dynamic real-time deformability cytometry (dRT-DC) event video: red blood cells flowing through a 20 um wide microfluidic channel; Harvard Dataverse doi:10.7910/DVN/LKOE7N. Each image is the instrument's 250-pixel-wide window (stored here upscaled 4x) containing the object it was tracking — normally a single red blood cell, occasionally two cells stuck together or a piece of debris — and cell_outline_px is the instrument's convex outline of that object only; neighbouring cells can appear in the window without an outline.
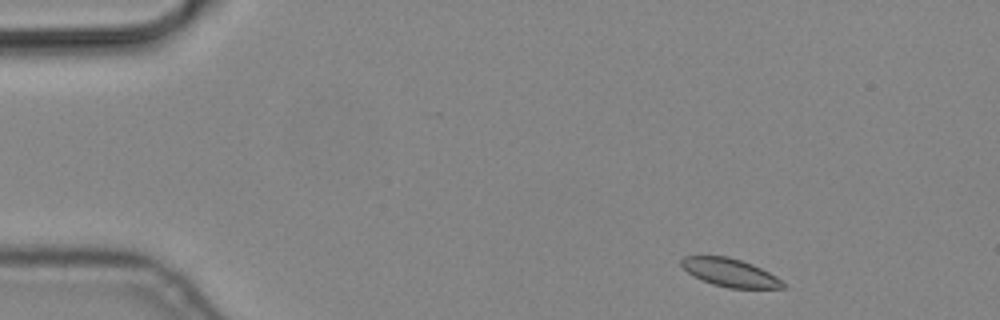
{"species": "common noctule bat (a hibernating species)", "species_latin": "Nyctalus noctula", "temperature_condition": "cold", "stored_images_in_passage": 2, "camera_frame_rate_fps": 3000, "um_per_image_px": 0.085, "animal": {"sex": "male", "body_mass_g": 19.2, "forearm_length_mm": 51.8}, "frame": {"image": 1, "passage_image": 1, "time_ms": 0.0, "image_size_px": [1000, 320], "cell_outline_px": [[784, 288], [728, 288], [712, 284], [692, 276], [680, 264], [680, 260], [684, 256], [728, 256], [752, 264], [776, 276], [784, 284]], "centroid_in_image_um": [62.01, 23.17], "position_along_channel_um": 23.0, "area_um2": 16.53}}